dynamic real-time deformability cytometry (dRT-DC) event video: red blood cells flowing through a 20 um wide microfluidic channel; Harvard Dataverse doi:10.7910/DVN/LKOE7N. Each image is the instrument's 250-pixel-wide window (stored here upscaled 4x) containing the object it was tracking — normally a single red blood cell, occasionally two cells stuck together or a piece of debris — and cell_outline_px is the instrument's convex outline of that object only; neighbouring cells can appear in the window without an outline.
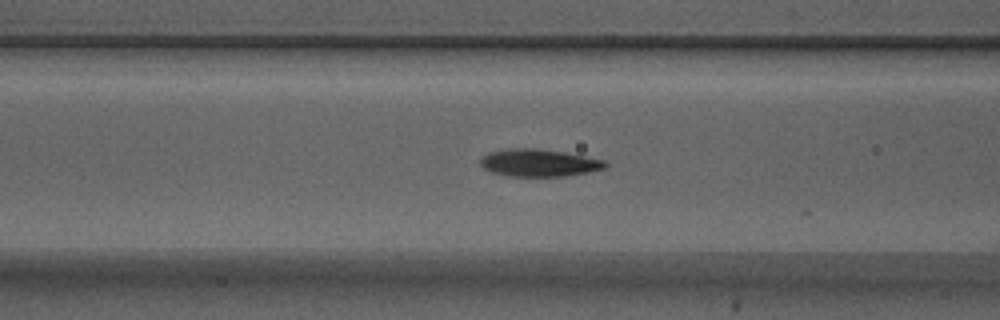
{"species": "Egyptian fruit bat (a non-hibernating species)", "species_latin": "Rousettus aegyptiacus", "temperature_condition": "warm", "stored_images_in_passage": 16, "camera_frame_rate_fps": 3000, "um_per_image_px": 0.085, "animal": {"sex": "male"}, "frame": {"image": 1, "passage_image": 4, "time_ms": 1.0, "image_size_px": [1000, 320], "cell_outline_px": [[608, 164], [604, 168], [588, 172], [564, 176], [508, 176], [492, 172], [484, 168], [480, 164], [480, 160], [488, 152], [512, 148], [536, 148], [564, 152], [604, 160]], "centroid_in_image_um": [45.79, 13.84], "position_along_channel_um": 120.8, "area_um2": 19.77}}
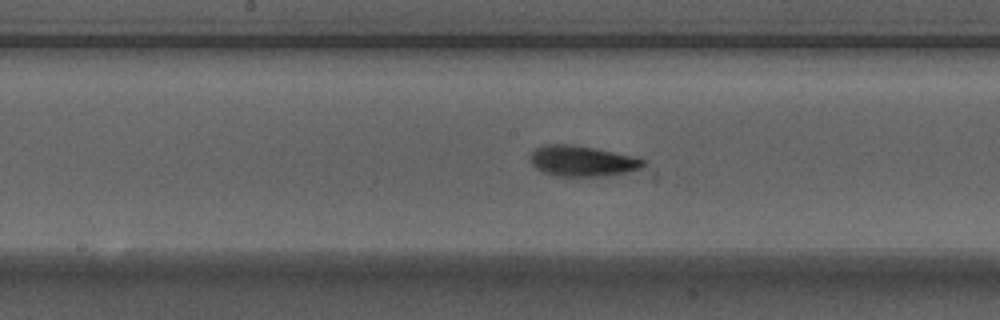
{"frame": {"image": 2, "passage_image": 10, "time_ms": 3.0, "image_size_px": [1000, 320], "cell_outline_px": [[648, 160], [640, 168], [628, 172], [604, 176], [556, 176], [540, 172], [532, 164], [532, 152], [536, 148], [544, 144], [572, 144], [636, 156]], "centroid_in_image_um": [49.51, 13.69], "position_along_channel_um": 198.7, "area_um2": 20.29}}
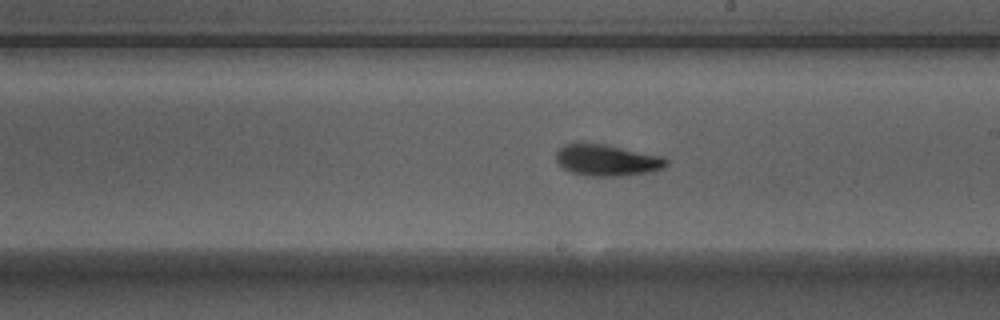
{"frame": {"image": 3, "passage_image": 13, "time_ms": 4.0, "image_size_px": [1000, 320], "cell_outline_px": [[668, 164], [664, 168], [648, 172], [620, 176], [588, 176], [572, 172], [564, 168], [556, 160], [556, 152], [564, 144], [580, 140], [604, 144], [664, 156], [668, 160]], "centroid_in_image_um": [51.58, 13.58], "position_along_channel_um": 237.4, "area_um2": 20.58}}